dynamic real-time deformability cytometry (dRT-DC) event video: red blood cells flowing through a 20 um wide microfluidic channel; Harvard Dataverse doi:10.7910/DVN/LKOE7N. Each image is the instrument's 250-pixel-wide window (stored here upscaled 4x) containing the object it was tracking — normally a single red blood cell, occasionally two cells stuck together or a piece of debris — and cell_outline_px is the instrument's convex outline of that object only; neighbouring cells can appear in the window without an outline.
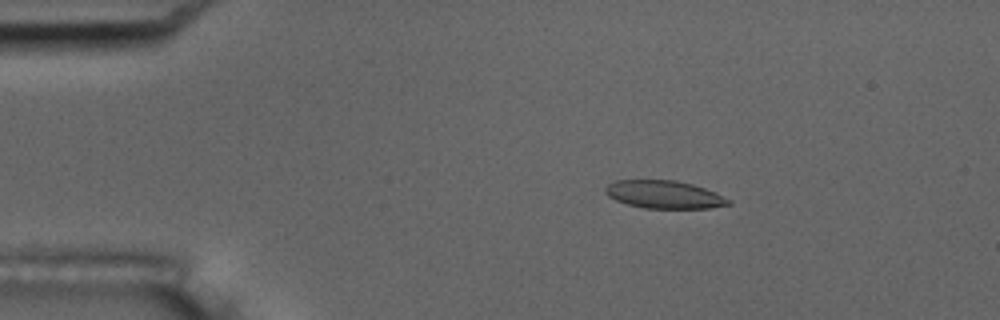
{"species": "common noctule bat (a hibernating species)", "species_latin": "Nyctalus noctula", "temperature_condition": "room temperature", "stored_images_in_passage": 5, "camera_frame_rate_fps": 3000, "um_per_image_px": 0.085, "animal": {"sex": "male", "body_mass_g": 17.5, "forearm_length_mm": 52.3}, "frame": {"image": 1, "passage_image": 3, "time_ms": 2.0, "image_size_px": [1000, 320], "cell_outline_px": [[732, 204], [708, 208], [644, 208], [628, 204], [616, 200], [608, 196], [604, 192], [604, 188], [608, 184], [616, 180], [676, 180], [692, 184], [716, 192], [732, 200]], "centroid_in_image_um": [56.47, 16.53], "position_along_channel_um": 28.5, "area_um2": 20.06}}